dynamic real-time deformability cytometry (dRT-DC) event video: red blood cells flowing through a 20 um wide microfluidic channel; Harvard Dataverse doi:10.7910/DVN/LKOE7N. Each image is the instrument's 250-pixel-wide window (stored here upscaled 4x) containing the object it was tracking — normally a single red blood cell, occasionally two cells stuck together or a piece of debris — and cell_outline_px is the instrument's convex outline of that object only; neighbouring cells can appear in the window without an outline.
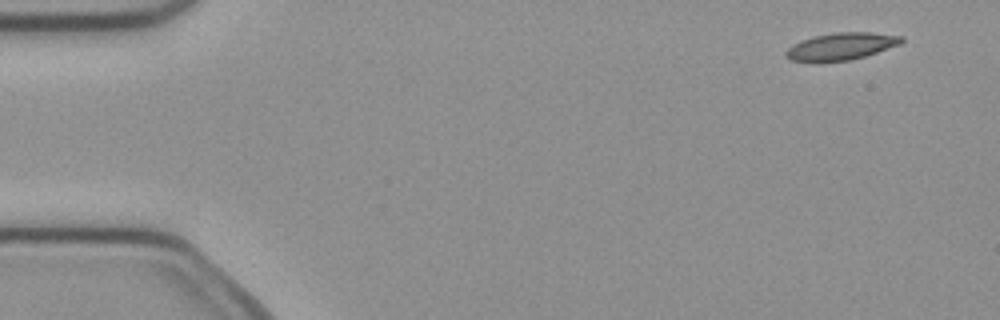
{"species": "common noctule bat (a hibernating species)", "species_latin": "Nyctalus noctula", "temperature_condition": "cold", "stored_images_in_passage": 6, "camera_frame_rate_fps": 3000, "um_per_image_px": 0.085, "animal": {"sex": "female", "body_mass_g": 21.9}, "frame": {"image": 1, "passage_image": 1, "time_ms": 0.0, "image_size_px": [1000, 320], "cell_outline_px": [[904, 40], [900, 44], [864, 56], [848, 60], [820, 64], [812, 64], [788, 60], [784, 56], [784, 52], [792, 44], [800, 40], [816, 36], [836, 32], [868, 32], [904, 36]], "centroid_in_image_um": [71.39, 3.98], "position_along_channel_um": 13.6, "area_um2": 18.84}}
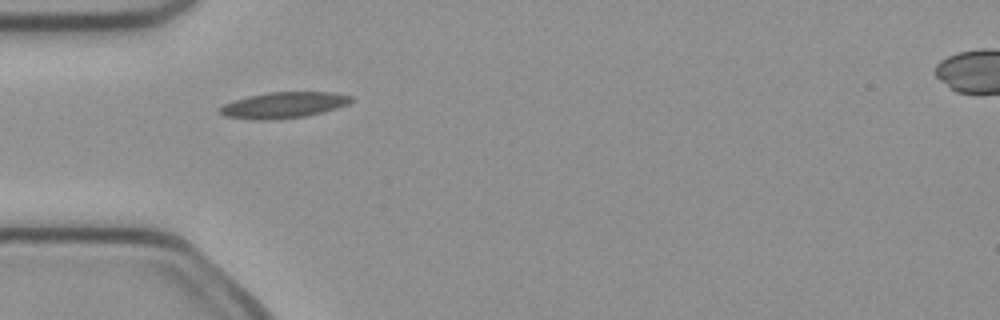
{"frame": {"image": 2, "passage_image": 4, "time_ms": 1.0, "image_size_px": [1000, 320], "cell_outline_px": [[352, 100], [348, 104], [324, 112], [304, 116], [272, 120], [252, 120], [224, 116], [216, 108], [232, 100], [248, 96], [268, 92], [332, 92], [352, 96]], "centroid_in_image_um": [24.06, 8.93], "position_along_channel_um": 60.9, "area_um2": 20.06}}
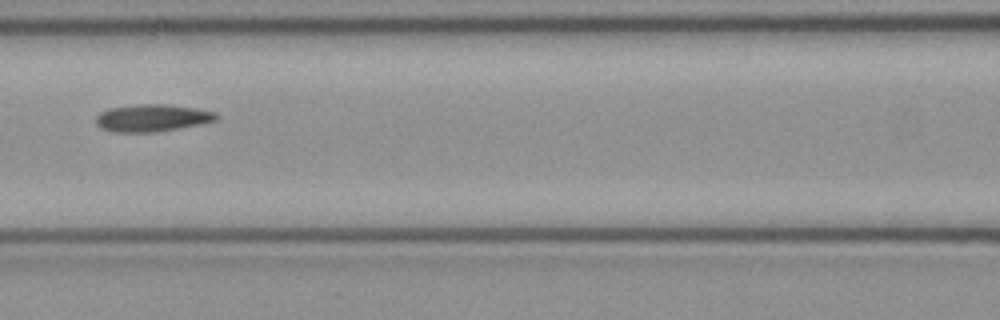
{"frame": {"image": 3, "passage_image": 6, "time_ms": 1.667, "image_size_px": [1000, 320], "cell_outline_px": [[220, 116], [216, 120], [200, 124], [156, 132], [112, 132], [100, 128], [96, 124], [96, 116], [100, 112], [108, 108], [136, 104], [164, 104], [196, 108], [216, 112]], "centroid_in_image_um": [12.91, 10.02], "position_along_channel_um": 153.7, "area_um2": 19.25}}